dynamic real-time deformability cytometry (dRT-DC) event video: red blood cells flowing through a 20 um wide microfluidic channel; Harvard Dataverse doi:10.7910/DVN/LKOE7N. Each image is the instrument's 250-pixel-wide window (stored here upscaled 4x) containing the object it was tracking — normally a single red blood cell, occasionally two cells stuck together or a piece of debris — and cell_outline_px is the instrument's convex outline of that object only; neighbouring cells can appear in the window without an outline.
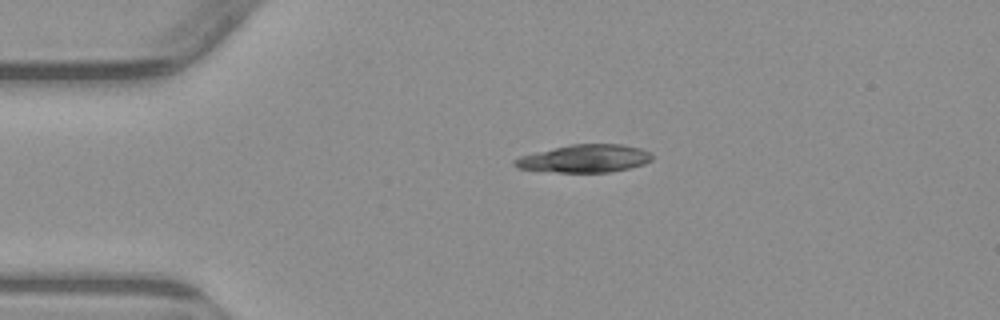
{"species": "common noctule bat (a hibernating species)", "species_latin": "Nyctalus noctula", "temperature_condition": "warm", "stored_images_in_passage": 2, "camera_frame_rate_fps": 3000, "um_per_image_px": 0.085, "animal": {"sex": "male", "body_mass_g": 23.1, "forearm_length_mm": 52.7}, "frame": {"image": 1, "passage_image": 1, "time_ms": 0.0, "image_size_px": [1000, 320], "cell_outline_px": [[652, 160], [644, 164], [628, 168], [608, 172], [556, 172], [516, 168], [512, 164], [512, 160], [520, 156], [568, 144], [624, 144], [640, 148], [652, 152]], "centroid_in_image_um": [49.69, 13.47], "position_along_channel_um": 35.3, "area_um2": 22.37}}